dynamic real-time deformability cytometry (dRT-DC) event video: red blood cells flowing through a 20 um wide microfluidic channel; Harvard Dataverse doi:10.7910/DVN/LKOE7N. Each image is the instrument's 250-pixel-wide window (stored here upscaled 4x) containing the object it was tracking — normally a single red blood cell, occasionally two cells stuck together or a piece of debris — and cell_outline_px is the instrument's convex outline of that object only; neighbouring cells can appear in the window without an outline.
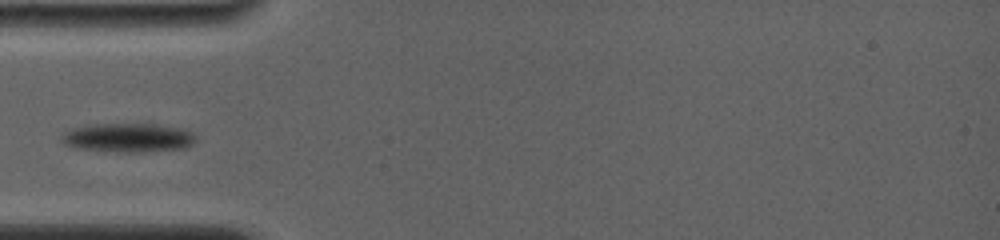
{"species": "common noctule bat (a hibernating species)", "species_latin": "Nyctalus noctula", "temperature_condition": "room temperature", "stored_images_in_passage": 4, "camera_frame_rate_fps": 4000, "um_per_image_px": 0.085, "animal": {"sex": "female", "body_mass_g": 19.0, "forearm_length_mm": 56.7}, "frame": {"image": 1, "passage_image": 1, "time_ms": 0.0, "image_size_px": [1000, 240], "cell_outline_px": [[196, 140], [192, 144], [184, 148], [140, 152], [124, 152], [76, 148], [64, 144], [60, 140], [60, 136], [64, 132], [72, 128], [84, 124], [148, 120], [184, 128], [192, 132], [196, 136]], "centroid_in_image_um": [10.91, 11.62], "position_along_channel_um": 74.1, "area_um2": 24.22}}
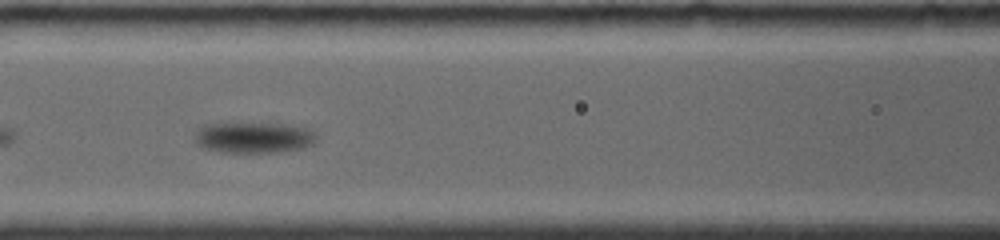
{"frame": {"image": 2, "passage_image": 3, "time_ms": 2.25, "image_size_px": [1000, 240], "cell_outline_px": [[316, 140], [312, 144], [304, 148], [276, 152], [224, 152], [204, 148], [196, 140], [196, 132], [204, 124], [284, 124], [312, 128], [316, 136]], "centroid_in_image_um": [21.64, 11.69], "position_along_channel_um": 145.0, "area_um2": 21.62}}
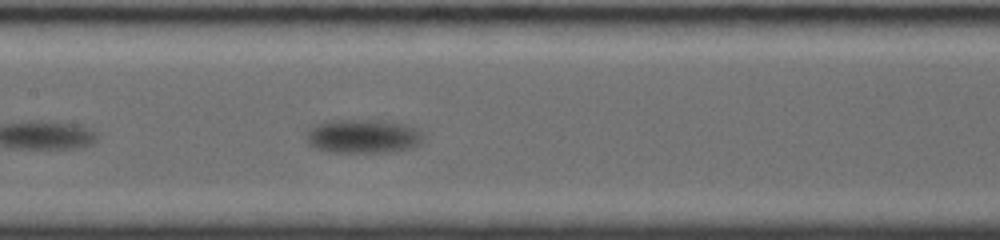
{"frame": {"image": 3, "passage_image": 4, "time_ms": 3.25, "image_size_px": [1000, 240], "cell_outline_px": [[424, 140], [420, 144], [412, 148], [384, 152], [336, 152], [316, 148], [308, 144], [308, 128], [312, 124], [328, 120], [384, 120], [404, 124], [416, 128], [424, 132]], "centroid_in_image_um": [30.89, 11.56], "position_along_channel_um": 176.5, "area_um2": 23.35}}